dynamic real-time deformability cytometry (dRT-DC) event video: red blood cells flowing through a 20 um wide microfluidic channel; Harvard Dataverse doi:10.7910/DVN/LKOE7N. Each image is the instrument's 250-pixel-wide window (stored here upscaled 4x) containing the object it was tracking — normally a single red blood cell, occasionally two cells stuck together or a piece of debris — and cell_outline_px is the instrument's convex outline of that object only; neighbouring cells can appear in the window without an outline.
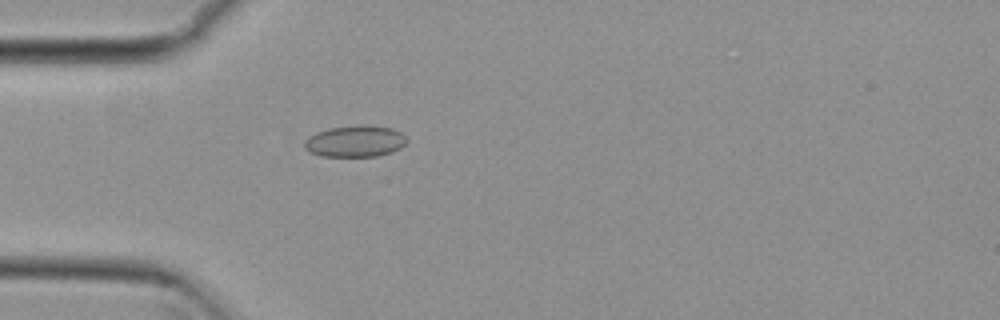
{"species": "common noctule bat (a hibernating species)", "species_latin": "Nyctalus noctula", "temperature_condition": "cold", "stored_images_in_passage": 36, "camera_frame_rate_fps": 3000, "um_per_image_px": 0.085, "animal": {"sex": "female", "body_mass_g": 29.2, "forearm_length_mm": 56.3}, "frame": {"image": 1, "passage_image": 5, "time_ms": 1.333, "image_size_px": [1000, 320], "cell_outline_px": [[408, 140], [400, 148], [392, 152], [376, 156], [320, 156], [304, 148], [304, 140], [308, 136], [316, 132], [328, 128], [356, 124], [368, 124], [392, 128], [400, 132]], "centroid_in_image_um": [30.17, 11.98], "position_along_channel_um": 54.8, "area_um2": 19.02}}
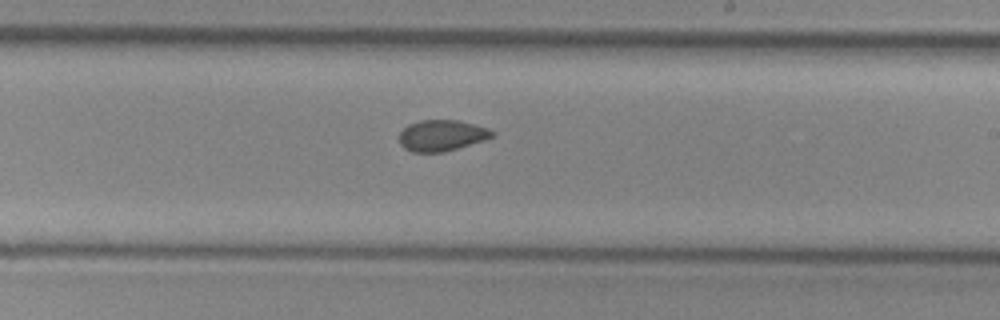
{"frame": {"image": 2, "passage_image": 21, "time_ms": 6.667, "image_size_px": [1000, 320], "cell_outline_px": [[496, 132], [492, 136], [484, 140], [444, 152], [412, 152], [404, 148], [400, 144], [400, 132], [408, 124], [420, 120], [456, 120], [488, 128]], "centroid_in_image_um": [37.53, 11.51], "position_along_channel_um": 251.5, "area_um2": 16.7}}
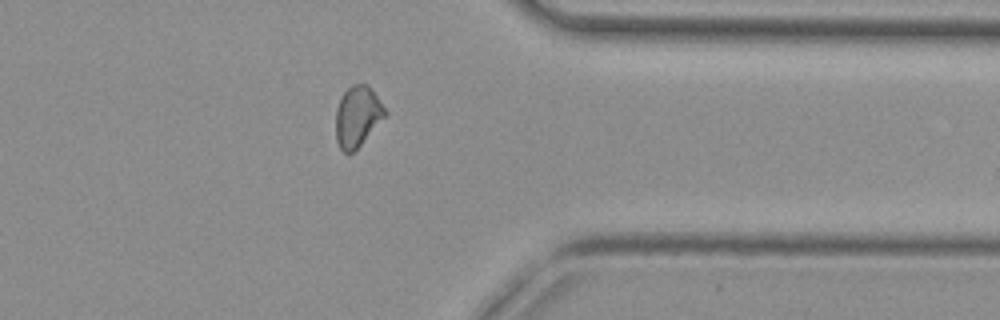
{"frame": {"image": 3, "passage_image": 32, "time_ms": 10.333, "image_size_px": [1000, 320], "cell_outline_px": [[388, 112], [360, 144], [352, 152], [344, 152], [340, 148], [336, 140], [336, 108], [344, 92], [352, 84], [368, 84]], "centroid_in_image_um": [30.37, 9.86], "position_along_channel_um": 381.0, "area_um2": 16.99}, "authors_computed_cell_mechanics": {"area_um2": 17.4845, "velocity_mm_per_s": 3.8085, "shape_relaxation_time_tau1_ms": null, "shape_relaxation_time_tau2_ms": 4.7115, "deformation_change_tau1": null, "deformation_change_tau2": 0.091}}